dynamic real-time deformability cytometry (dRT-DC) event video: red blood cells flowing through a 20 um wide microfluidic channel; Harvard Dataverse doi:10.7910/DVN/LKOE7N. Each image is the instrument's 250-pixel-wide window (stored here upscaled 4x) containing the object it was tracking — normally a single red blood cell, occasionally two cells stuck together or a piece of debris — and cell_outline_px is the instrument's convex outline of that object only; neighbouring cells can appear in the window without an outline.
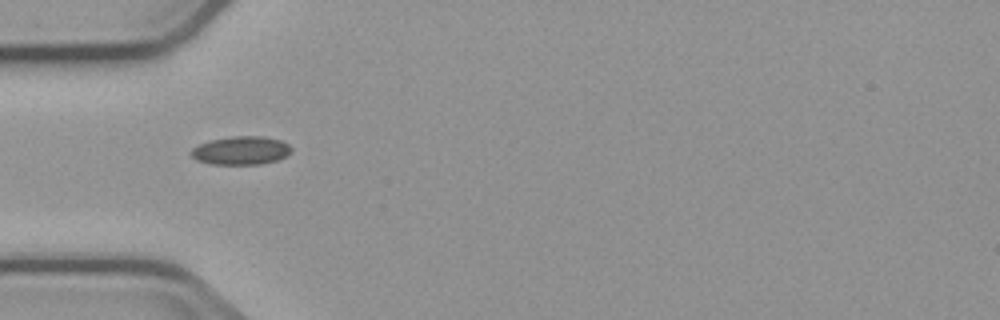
{"species": "common noctule bat (a hibernating species)", "species_latin": "Nyctalus noctula", "temperature_condition": "cold", "stored_images_in_passage": 8, "camera_frame_rate_fps": 3000, "um_per_image_px": 0.085, "animal": {"sex": "male", "body_mass_g": 23.1, "forearm_length_mm": 52.7}, "frame": {"image": 1, "passage_image": 4, "time_ms": 3.667, "image_size_px": [1000, 320], "cell_outline_px": [[292, 152], [276, 160], [260, 164], [212, 164], [196, 160], [188, 152], [192, 148], [208, 140], [232, 136], [264, 136], [280, 140], [288, 144], [292, 148]], "centroid_in_image_um": [20.46, 12.78], "position_along_channel_um": 64.5, "area_um2": 16.65}}
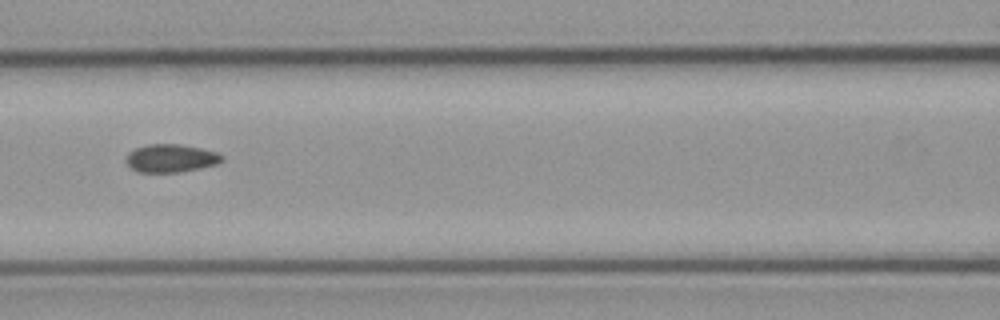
{"frame": {"image": 2, "passage_image": 6, "time_ms": 6.0, "image_size_px": [1000, 320], "cell_outline_px": [[224, 160], [216, 164], [200, 168], [180, 172], [136, 172], [124, 160], [128, 152], [136, 148], [148, 144], [180, 144], [200, 148], [216, 152], [224, 156]], "centroid_in_image_um": [14.51, 13.45], "position_along_channel_um": 152.1, "area_um2": 15.72}}
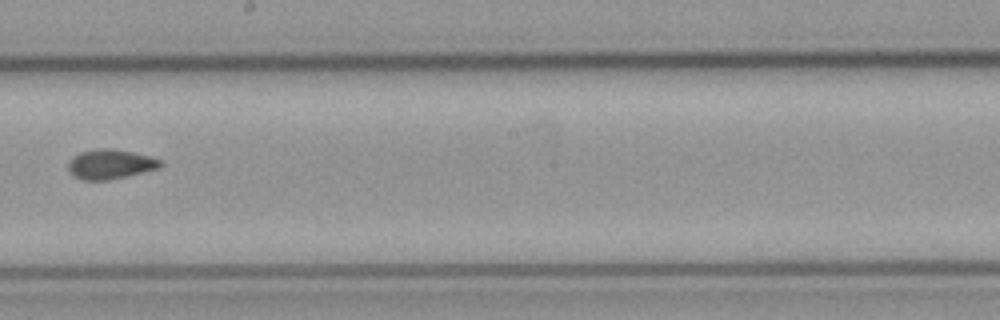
{"frame": {"image": 3, "passage_image": 8, "time_ms": 8.333, "image_size_px": [1000, 320], "cell_outline_px": [[164, 164], [160, 168], [128, 176], [108, 180], [84, 180], [76, 176], [68, 168], [68, 164], [72, 156], [80, 152], [100, 148], [112, 148], [132, 152], [148, 156], [160, 160]], "centroid_in_image_um": [9.4, 13.95], "position_along_channel_um": 238.8, "area_um2": 15.84}}